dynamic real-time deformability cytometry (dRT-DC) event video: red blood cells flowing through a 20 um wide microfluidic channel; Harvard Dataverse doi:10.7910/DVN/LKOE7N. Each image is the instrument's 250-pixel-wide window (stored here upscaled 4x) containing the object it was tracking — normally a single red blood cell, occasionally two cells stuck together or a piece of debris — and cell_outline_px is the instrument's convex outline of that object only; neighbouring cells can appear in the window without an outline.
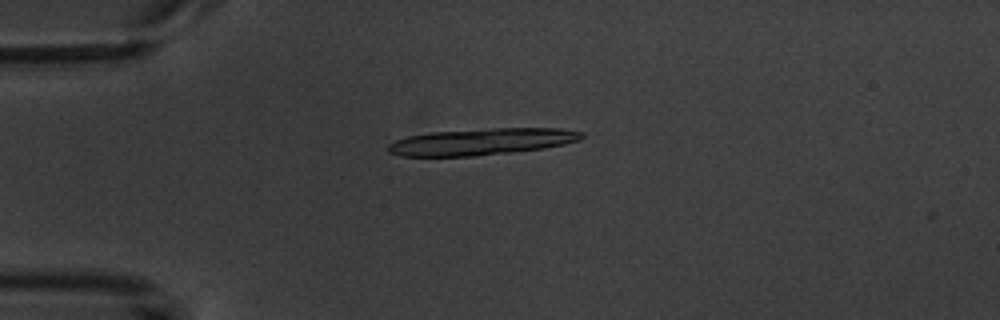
{"species": "common noctule bat (a hibernating species)", "species_latin": "Nyctalus noctula", "temperature_condition": "warm", "stored_images_in_passage": 5, "camera_frame_rate_fps": 3000, "um_per_image_px": 0.085, "animal": {"sex": "male", "body_mass_g": 20.1, "forearm_length_mm": 53.5}, "frame": {"image": 1, "passage_image": 4, "time_ms": 4.333, "image_size_px": [1000, 320], "cell_outline_px": [[584, 136], [580, 140], [564, 144], [544, 148], [512, 152], [476, 156], [400, 156], [388, 152], [388, 144], [396, 140], [408, 136], [432, 132], [492, 128], [560, 128], [584, 132]], "centroid_in_image_um": [40.96, 12.04], "position_along_channel_um": 44.0, "area_um2": 30.06}}